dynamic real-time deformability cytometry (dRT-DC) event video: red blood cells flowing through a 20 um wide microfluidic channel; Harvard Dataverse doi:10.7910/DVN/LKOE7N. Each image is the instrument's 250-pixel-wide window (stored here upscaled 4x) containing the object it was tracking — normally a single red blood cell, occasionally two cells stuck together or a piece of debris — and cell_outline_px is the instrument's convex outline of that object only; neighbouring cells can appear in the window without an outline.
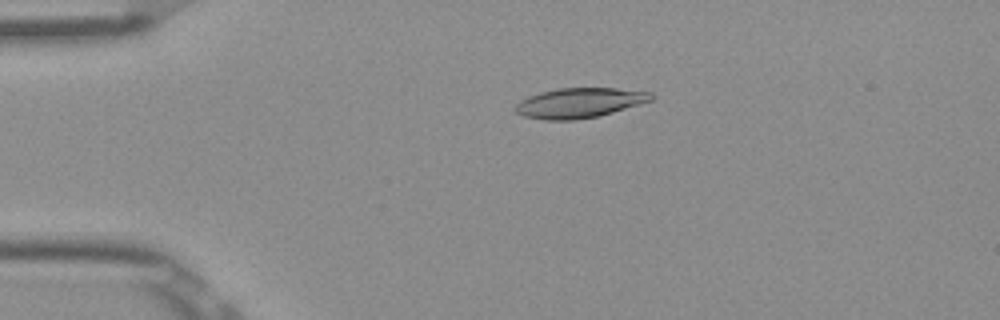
{"species": "Egyptian fruit bat (a non-hibernating species)", "species_latin": "Rousettus aegyptiacus", "temperature_condition": "room temperature", "stored_images_in_passage": 52, "camera_frame_rate_fps": 3000, "um_per_image_px": 0.085, "frame": {"image": 1, "passage_image": 11, "time_ms": 3.333, "image_size_px": [1000, 320], "cell_outline_px": [[656, 96], [652, 100], [612, 112], [596, 116], [572, 120], [544, 120], [524, 116], [516, 112], [512, 108], [520, 100], [528, 96], [540, 92], [560, 88], [616, 88], [652, 92]], "centroid_in_image_um": [49.23, 8.73], "position_along_channel_um": 35.8, "area_um2": 23.64}}
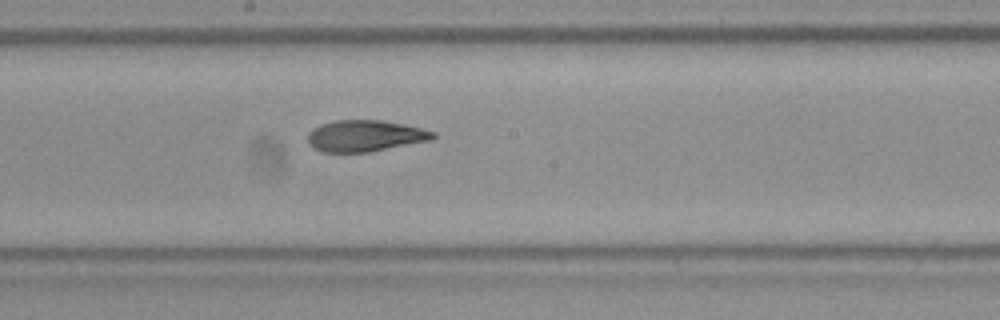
{"frame": {"image": 2, "passage_image": 28, "time_ms": 9.0, "image_size_px": [1000, 320], "cell_outline_px": [[436, 136], [432, 140], [368, 152], [320, 152], [312, 148], [308, 144], [308, 132], [312, 128], [320, 124], [332, 120], [380, 120], [404, 124], [436, 132]], "centroid_in_image_um": [30.99, 11.55], "position_along_channel_um": 217.2, "area_um2": 23.12}}
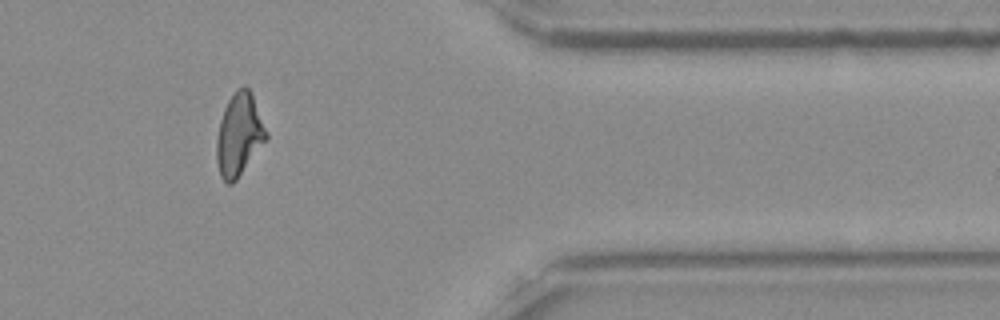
{"frame": {"image": 3, "passage_image": 43, "time_ms": 14.0, "image_size_px": [1000, 320], "cell_outline_px": [[268, 140], [236, 180], [232, 184], [228, 184], [220, 176], [216, 160], [216, 140], [220, 120], [224, 108], [228, 100], [236, 88], [244, 84], [252, 92], [268, 132]], "centroid_in_image_um": [20.34, 11.43], "position_along_channel_um": 391.1, "area_um2": 24.33}, "authors_computed_cell_mechanics": {"area_um2": 23.3801, "velocity_mm_per_s": 3.9066, "shape_relaxation_time_tau1_ms": 7.9346, "shape_relaxation_time_tau2_ms": 1.8364, "deformation_change_tau1": 0.2294, "deformation_change_tau2": 0.0858}}